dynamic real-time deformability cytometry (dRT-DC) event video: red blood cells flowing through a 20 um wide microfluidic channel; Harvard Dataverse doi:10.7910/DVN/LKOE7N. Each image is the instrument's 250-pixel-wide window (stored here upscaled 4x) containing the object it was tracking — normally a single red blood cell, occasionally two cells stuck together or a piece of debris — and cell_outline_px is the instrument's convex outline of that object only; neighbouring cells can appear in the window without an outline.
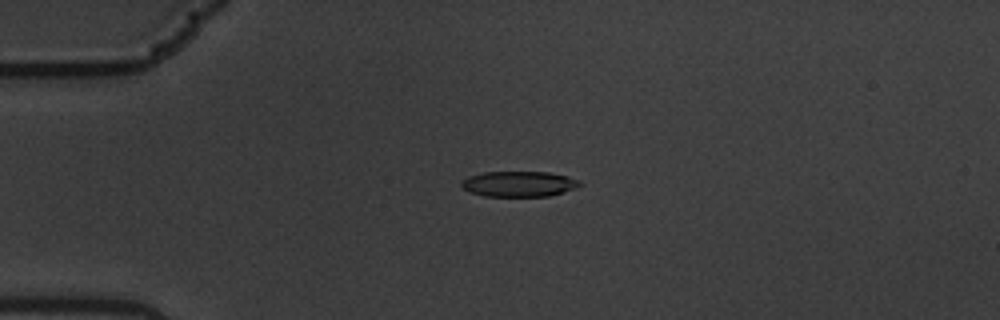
{"species": "common noctule bat (a hibernating species)", "species_latin": "Nyctalus noctula", "temperature_condition": "warm", "stored_images_in_passage": 5, "camera_frame_rate_fps": 3000, "um_per_image_px": 0.085, "animal": {"sex": "male", "body_mass_g": 19.5, "forearm_length_mm": 54.6}, "frame": {"image": 1, "passage_image": 4, "time_ms": 1.0, "image_size_px": [1000, 320], "cell_outline_px": [[584, 184], [564, 192], [548, 196], [484, 196], [468, 192], [460, 184], [468, 176], [484, 172], [548, 172], [568, 176], [580, 180]], "centroid_in_image_um": [44.13, 15.63], "position_along_channel_um": 40.9, "area_um2": 17.63}}